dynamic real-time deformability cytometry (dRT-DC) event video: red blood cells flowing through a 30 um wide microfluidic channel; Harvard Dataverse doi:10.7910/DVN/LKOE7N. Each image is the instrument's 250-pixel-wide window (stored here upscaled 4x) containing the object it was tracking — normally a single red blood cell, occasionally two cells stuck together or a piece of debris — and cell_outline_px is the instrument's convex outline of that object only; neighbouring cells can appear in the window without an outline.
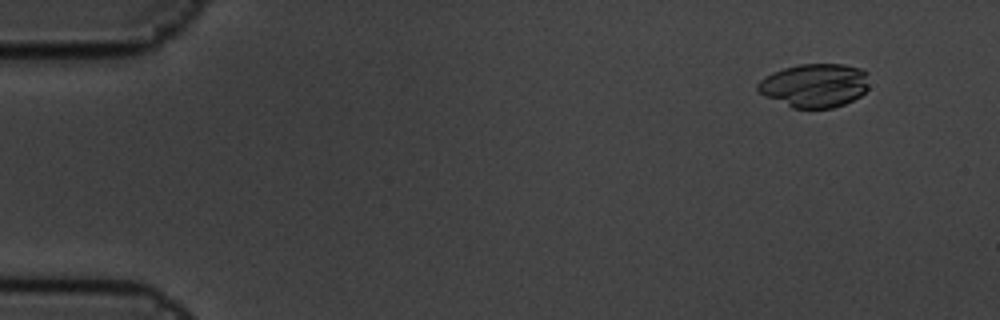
{"species": "common noctule bat (a hibernating species)", "species_latin": "Nyctalus noctula", "temperature_condition": "cold", "stored_images_in_passage": 6, "camera_frame_rate_fps": 3000, "um_per_image_px": 0.085, "animal": {"sex": "male", "body_mass_g": 19.5, "forearm_length_mm": 54.6}, "frame": {"image": 1, "passage_image": 2, "time_ms": 0.333, "image_size_px": [1000, 320], "cell_outline_px": [[868, 88], [860, 96], [844, 104], [832, 108], [792, 108], [764, 96], [756, 88], [756, 84], [760, 80], [772, 72], [784, 68], [800, 64], [844, 64], [860, 68], [868, 72]], "centroid_in_image_um": [69.25, 7.26], "position_along_channel_um": 15.8, "area_um2": 28.55}}